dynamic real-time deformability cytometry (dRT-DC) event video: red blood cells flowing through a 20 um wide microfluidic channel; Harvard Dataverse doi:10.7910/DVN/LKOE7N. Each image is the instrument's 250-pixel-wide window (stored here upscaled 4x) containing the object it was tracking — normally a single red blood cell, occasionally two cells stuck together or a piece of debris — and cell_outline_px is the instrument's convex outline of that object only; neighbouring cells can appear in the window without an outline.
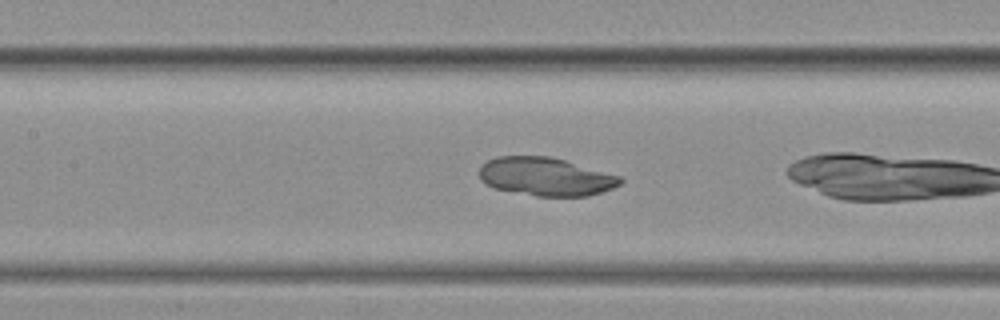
{"species": "common noctule bat (a hibernating species)", "species_latin": "Nyctalus noctula", "temperature_condition": "warm", "stored_images_in_passage": 19, "camera_frame_rate_fps": 3000, "um_per_image_px": 0.085, "animal": {"sex": "female", "body_mass_g": 19.3, "forearm_length_mm": 54.1}, "frame": {"image": 1, "passage_image": 11, "time_ms": 3.333, "image_size_px": [1000, 320], "cell_outline_px": [[624, 180], [620, 184], [612, 188], [588, 196], [536, 196], [492, 188], [484, 184], [480, 180], [480, 168], [488, 160], [500, 156], [548, 156], [564, 160], [620, 176]], "centroid_in_image_um": [46.36, 15.02], "position_along_channel_um": 161.0, "area_um2": 31.33}}
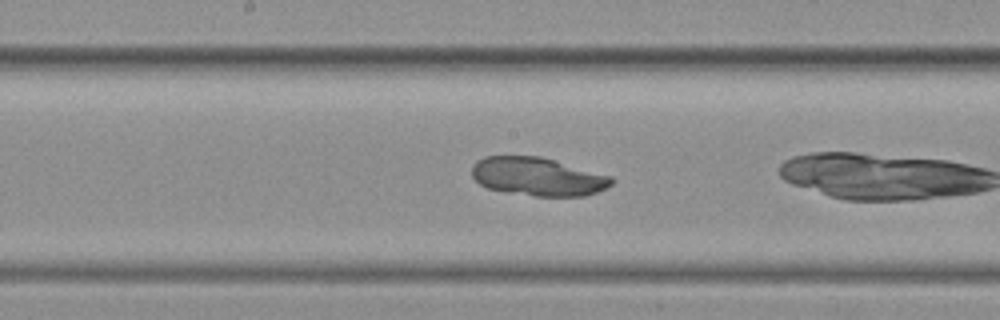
{"frame": {"image": 2, "passage_image": 16, "time_ms": 5.0, "image_size_px": [1000, 320], "cell_outline_px": [[616, 180], [612, 184], [596, 192], [584, 196], [536, 196], [488, 188], [480, 184], [472, 176], [472, 168], [476, 160], [484, 156], [540, 156], [612, 176]], "centroid_in_image_um": [45.72, 15.0], "position_along_channel_um": 202.5, "area_um2": 31.04}}